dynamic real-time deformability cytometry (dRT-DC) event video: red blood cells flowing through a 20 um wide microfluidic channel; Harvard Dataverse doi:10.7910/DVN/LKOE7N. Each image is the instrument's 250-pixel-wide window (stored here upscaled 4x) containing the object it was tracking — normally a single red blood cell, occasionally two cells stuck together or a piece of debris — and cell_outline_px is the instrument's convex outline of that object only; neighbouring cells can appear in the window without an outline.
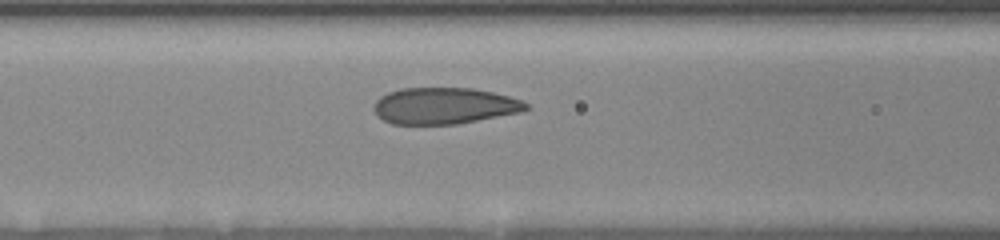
{"species": "human", "species_latin": "Homo sapiens", "temperature_condition": "room temperature", "stored_images_in_passage": 9, "camera_frame_rate_fps": 3000, "um_per_image_px": 0.085, "donor": {"sex": "female"}, "frame": {"image": 1, "passage_image": 8, "time_ms": 3.667, "image_size_px": [1000, 240], "cell_outline_px": [[532, 108], [520, 112], [456, 124], [392, 124], [376, 116], [372, 108], [376, 100], [380, 96], [388, 92], [400, 88], [472, 88], [492, 92], [524, 100]], "centroid_in_image_um": [37.75, 8.99], "position_along_channel_um": 128.9, "area_um2": 32.48}}